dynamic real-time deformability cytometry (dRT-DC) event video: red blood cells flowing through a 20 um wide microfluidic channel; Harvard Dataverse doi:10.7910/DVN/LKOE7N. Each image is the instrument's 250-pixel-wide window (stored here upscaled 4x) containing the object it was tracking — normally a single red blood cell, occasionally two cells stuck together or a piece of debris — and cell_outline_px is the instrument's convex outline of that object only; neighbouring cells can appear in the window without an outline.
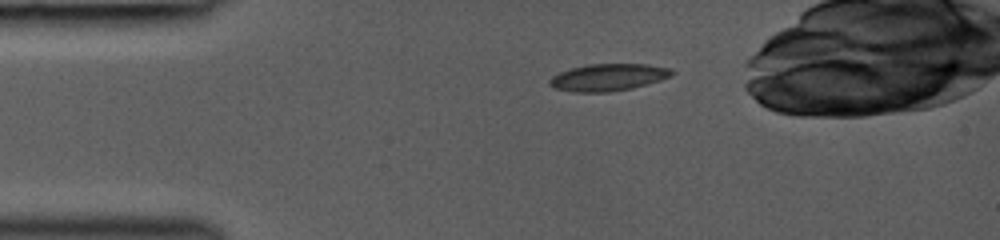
{"species": "common noctule bat (a hibernating species)", "species_latin": "Nyctalus noctula", "temperature_condition": "room temperature", "stored_images_in_passage": 21, "camera_frame_rate_fps": 3000, "um_per_image_px": 0.085, "animal": {"sex": "female", "body_mass_g": 19.0, "forearm_length_mm": 53.3}, "frame": {"image": 1, "passage_image": 1, "time_ms": 0.0, "image_size_px": [1000, 240], "cell_outline_px": [[676, 72], [672, 76], [660, 80], [632, 88], [608, 92], [572, 92], [552, 88], [548, 84], [548, 80], [552, 76], [560, 72], [572, 68], [588, 64], [648, 64], [668, 68]], "centroid_in_image_um": [51.67, 6.57], "position_along_channel_um": 33.3, "area_um2": 19.36}}
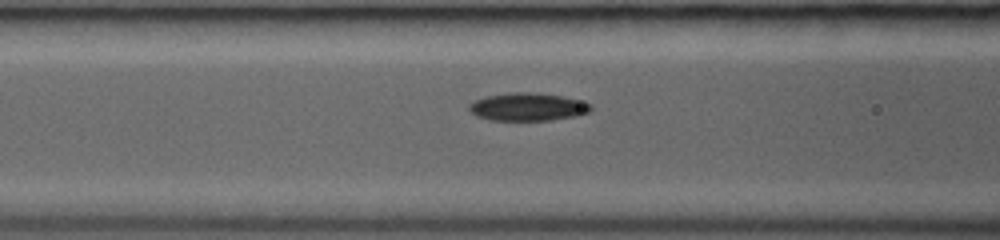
{"frame": {"image": 2, "passage_image": 11, "time_ms": 3.0, "image_size_px": [1000, 240], "cell_outline_px": [[592, 108], [588, 112], [576, 116], [552, 120], [488, 120], [476, 116], [468, 108], [468, 104], [476, 100], [488, 96], [508, 92], [528, 92], [564, 96], [592, 104]], "centroid_in_image_um": [44.85, 9.08], "position_along_channel_um": 121.7, "area_um2": 19.77}}
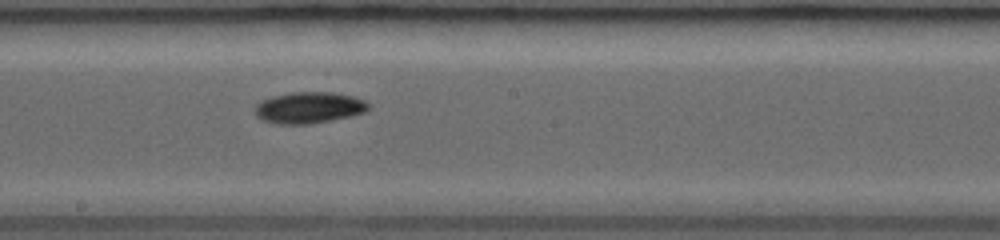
{"frame": {"image": 3, "passage_image": 18, "time_ms": 5.333, "image_size_px": [1000, 240], "cell_outline_px": [[368, 108], [364, 112], [352, 116], [332, 120], [308, 124], [276, 124], [264, 120], [256, 116], [256, 104], [260, 100], [272, 96], [292, 92], [332, 92], [352, 96], [364, 100], [368, 104]], "centroid_in_image_um": [26.24, 9.15], "position_along_channel_um": 222.0, "area_um2": 20.69}}